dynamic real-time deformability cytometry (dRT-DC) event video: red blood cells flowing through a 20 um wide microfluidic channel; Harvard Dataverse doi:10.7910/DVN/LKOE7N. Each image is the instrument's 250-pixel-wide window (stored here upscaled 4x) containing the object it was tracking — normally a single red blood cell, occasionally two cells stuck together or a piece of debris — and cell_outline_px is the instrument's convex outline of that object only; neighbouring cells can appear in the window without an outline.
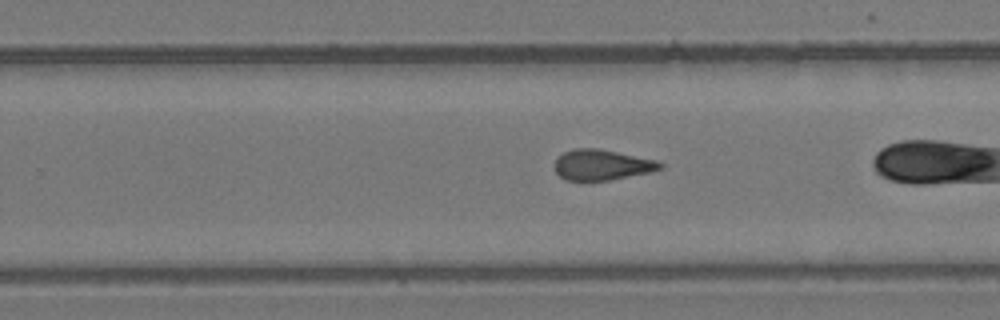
{"species": "common noctule bat (a hibernating species)", "species_latin": "Nyctalus noctula", "temperature_condition": "room temperature", "stored_images_in_passage": 36, "camera_frame_rate_fps": 3000, "um_per_image_px": 0.085, "animal": {"sex": "female", "body_mass_g": 24.6, "forearm_length_mm": 56.2}, "frame": {"image": 1, "passage_image": 29, "time_ms": 9.333, "image_size_px": [1000, 320], "cell_outline_px": [[664, 168], [648, 172], [608, 180], [564, 180], [556, 172], [552, 164], [556, 156], [572, 148], [600, 148], [656, 160], [664, 164]], "centroid_in_image_um": [51.1, 13.99], "position_along_channel_um": 278.7, "area_um2": 18.96}}
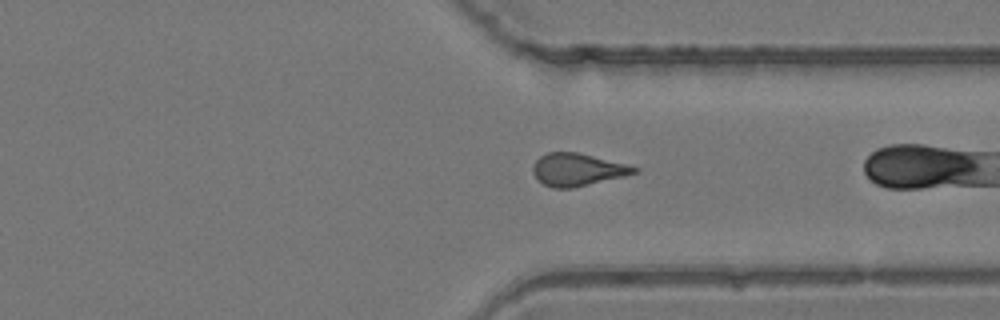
{"frame": {"image": 2, "passage_image": 35, "time_ms": 11.333, "image_size_px": [1000, 320], "cell_outline_px": [[640, 172], [624, 176], [572, 188], [552, 188], [536, 180], [532, 172], [532, 164], [540, 156], [548, 152], [576, 152], [628, 164], [640, 168]], "centroid_in_image_um": [49.07, 14.42], "position_along_channel_um": 362.3, "area_um2": 19.36}}